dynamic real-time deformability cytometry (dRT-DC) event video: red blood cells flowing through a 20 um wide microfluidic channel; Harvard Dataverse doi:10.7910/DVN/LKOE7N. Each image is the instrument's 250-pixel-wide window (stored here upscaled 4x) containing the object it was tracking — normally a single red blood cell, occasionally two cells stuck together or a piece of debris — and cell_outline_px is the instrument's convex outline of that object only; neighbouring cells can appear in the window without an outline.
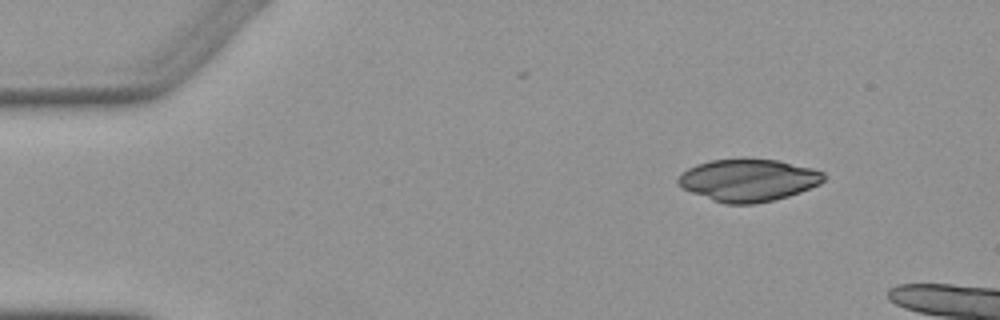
{"species": "Egyptian fruit bat (a non-hibernating species)", "species_latin": "Rousettus aegyptiacus", "temperature_condition": "warm", "stored_images_in_passage": 4, "camera_frame_rate_fps": 3000, "um_per_image_px": 0.085, "animal": {"sex": "female"}, "frame": {"image": 1, "passage_image": 1, "time_ms": 0.0, "image_size_px": [1000, 320], "cell_outline_px": [[824, 180], [820, 184], [800, 192], [788, 196], [756, 204], [724, 204], [712, 200], [692, 192], [684, 188], [676, 180], [688, 168], [696, 164], [708, 160], [744, 156], [776, 160], [812, 168], [824, 172]], "centroid_in_image_um": [63.61, 15.28], "position_along_channel_um": 21.4, "area_um2": 36.36}}